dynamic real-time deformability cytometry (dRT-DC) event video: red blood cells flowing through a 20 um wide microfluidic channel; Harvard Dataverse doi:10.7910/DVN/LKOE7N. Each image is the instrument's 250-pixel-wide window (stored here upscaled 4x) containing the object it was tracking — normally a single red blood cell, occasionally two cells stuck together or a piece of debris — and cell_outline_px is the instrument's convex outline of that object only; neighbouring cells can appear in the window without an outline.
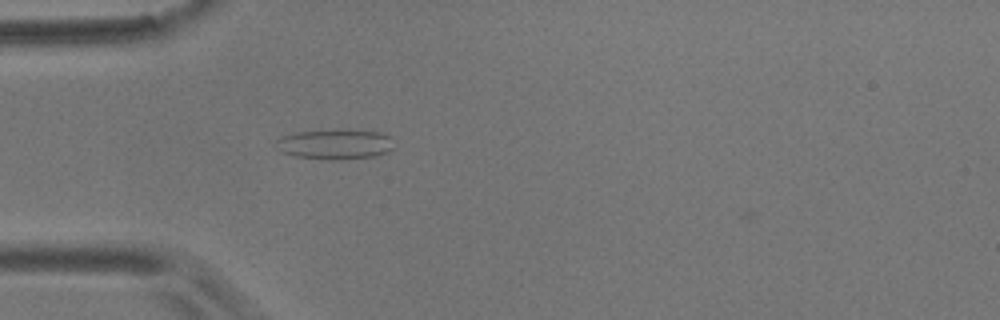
{"species": "common noctule bat (a hibernating species)", "species_latin": "Nyctalus noctula", "temperature_condition": "room temperature", "stored_images_in_passage": 2, "camera_frame_rate_fps": 3000, "um_per_image_px": 0.085, "animal": {"sex": "male", "body_mass_g": 17.9}, "frame": {"image": 1, "passage_image": 1, "time_ms": 0.0, "image_size_px": [1000, 320], "cell_outline_px": [[392, 148], [388, 152], [376, 156], [336, 160], [328, 160], [296, 156], [280, 152], [276, 148], [276, 140], [280, 136], [300, 132], [348, 128], [380, 132], [388, 136]], "centroid_in_image_um": [28.45, 12.25], "position_along_channel_um": 56.6, "area_um2": 20.92}}